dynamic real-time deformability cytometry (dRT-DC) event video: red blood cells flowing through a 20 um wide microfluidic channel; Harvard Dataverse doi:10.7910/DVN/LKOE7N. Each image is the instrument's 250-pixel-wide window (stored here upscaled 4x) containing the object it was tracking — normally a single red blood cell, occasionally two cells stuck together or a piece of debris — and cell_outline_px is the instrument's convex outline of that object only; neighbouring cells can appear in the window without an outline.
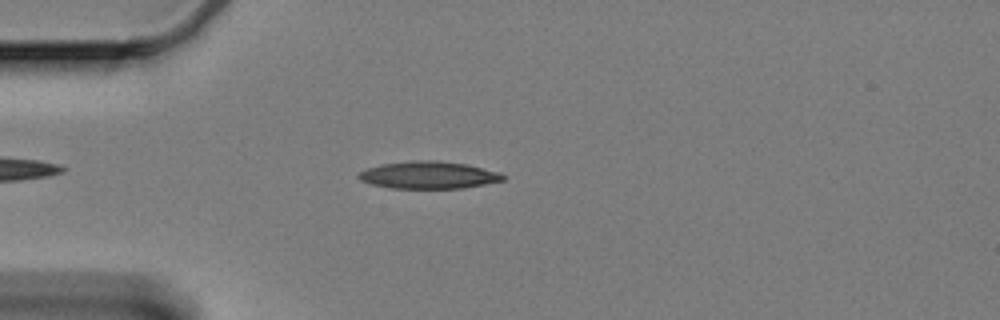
{"species": "Egyptian fruit bat (a non-hibernating species)", "species_latin": "Rousettus aegyptiacus", "temperature_condition": "cold", "stored_images_in_passage": 48, "camera_frame_rate_fps": 3000, "um_per_image_px": 0.085, "animal": {"sex": "female"}, "frame": {"image": 1, "passage_image": 8, "time_ms": 2.333, "image_size_px": [1000, 320], "cell_outline_px": [[504, 180], [464, 188], [392, 188], [372, 184], [360, 180], [356, 176], [360, 172], [368, 168], [380, 164], [412, 160], [436, 160], [468, 164], [500, 172], [504, 176]], "centroid_in_image_um": [36.43, 14.87], "position_along_channel_um": 48.6, "area_um2": 23.0}}
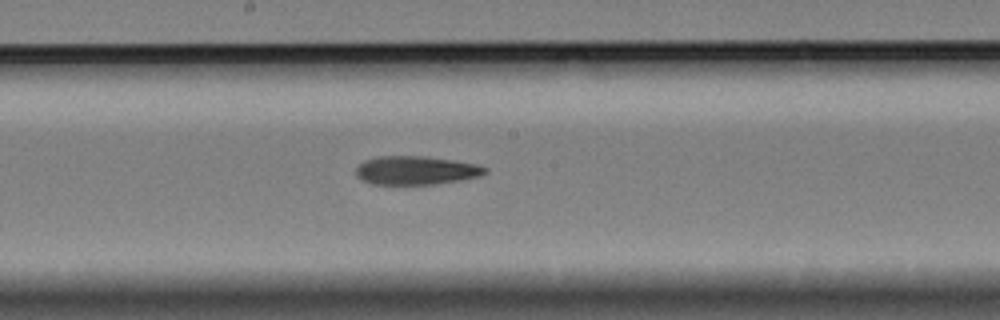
{"frame": {"image": 2, "passage_image": 24, "time_ms": 7.667, "image_size_px": [1000, 320], "cell_outline_px": [[488, 172], [480, 176], [460, 180], [436, 184], [372, 184], [356, 176], [356, 168], [364, 160], [376, 156], [424, 156], [452, 160], [476, 164], [488, 168]], "centroid_in_image_um": [35.36, 14.48], "position_along_channel_um": 212.8, "area_um2": 21.5}}
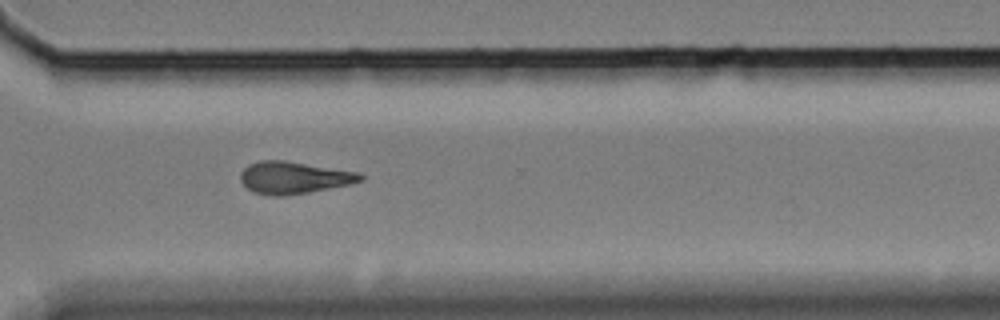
{"frame": {"image": 3, "passage_image": 36, "time_ms": 11.667, "image_size_px": [1000, 320], "cell_outline_px": [[364, 180], [352, 184], [308, 192], [280, 196], [268, 196], [252, 192], [240, 180], [240, 172], [248, 164], [260, 160], [284, 160], [360, 172], [364, 176]], "centroid_in_image_um": [24.98, 15.09], "position_along_channel_um": 345.6, "area_um2": 22.66}, "authors_computed_cell_mechanics": {"area_um2": 22.0507, "velocity_mm_per_s": 3.3245, "shape_relaxation_time_tau1_ms": null, "shape_relaxation_time_tau2_ms": 11.0789, "deformation_change_tau1": null, "deformation_change_tau2": 0.2332}}